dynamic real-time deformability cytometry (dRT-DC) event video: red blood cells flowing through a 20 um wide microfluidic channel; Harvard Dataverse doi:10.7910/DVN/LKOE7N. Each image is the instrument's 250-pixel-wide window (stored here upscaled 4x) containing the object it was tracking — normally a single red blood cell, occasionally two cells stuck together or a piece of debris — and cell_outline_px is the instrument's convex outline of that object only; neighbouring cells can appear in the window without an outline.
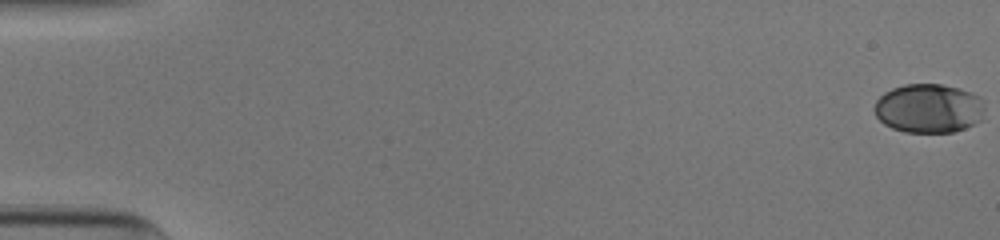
{"species": "human", "species_latin": "Homo sapiens", "temperature_condition": "cold", "stored_images_in_passage": 54, "camera_frame_rate_fps": 3000, "um_per_image_px": 0.085, "donor": {"sex": "male"}, "frame": {"image": 1, "passage_image": 1, "time_ms": 0.0, "image_size_px": [1000, 240], "cell_outline_px": [[984, 108], [980, 120], [964, 128], [952, 132], [904, 132], [892, 128], [884, 124], [876, 116], [872, 108], [876, 100], [884, 92], [892, 88], [904, 84], [940, 84], [960, 88], [972, 92], [980, 96], [984, 100]], "centroid_in_image_um": [78.92, 9.19], "position_along_channel_um": 6.1, "area_um2": 31.85}}
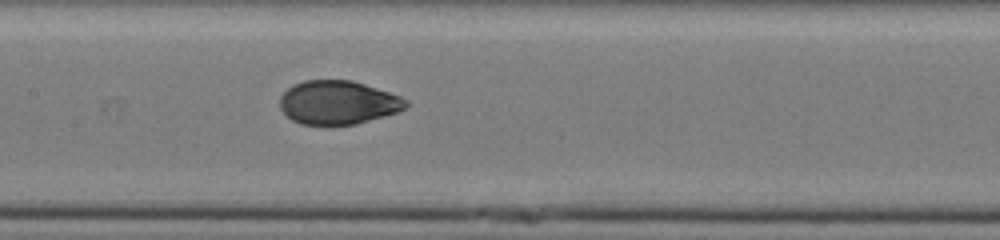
{"frame": {"image": 2, "passage_image": 28, "time_ms": 9.0, "image_size_px": [1000, 240], "cell_outline_px": [[412, 104], [400, 112], [356, 124], [300, 124], [292, 120], [280, 108], [280, 96], [292, 84], [304, 80], [352, 80], [400, 96], [408, 100]], "centroid_in_image_um": [28.76, 8.71], "position_along_channel_um": 178.6, "area_um2": 32.19}}
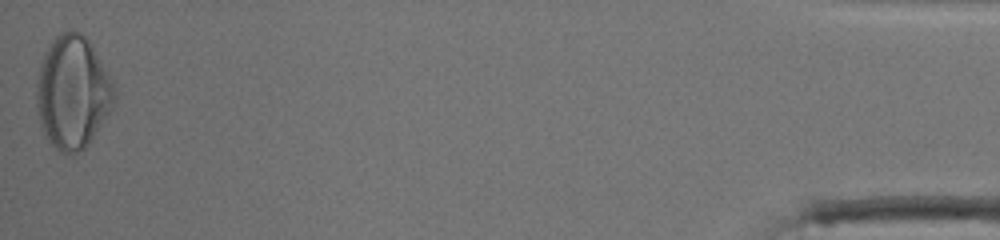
{"frame": {"image": 3, "passage_image": 54, "time_ms": 17.667, "image_size_px": [1000, 240], "cell_outline_px": [[116, 104], [88, 144], [84, 148], [72, 156], [60, 152], [44, 136], [36, 104], [36, 84], [40, 64], [44, 52], [48, 44], [60, 32], [80, 32], [88, 40], [116, 88]], "centroid_in_image_um": [6.17, 7.88], "position_along_channel_um": 429.0, "area_um2": 51.27}, "authors_computed_cell_mechanics": {"area_um2": 32.7148, "velocity_mm_per_s": 3.9112, "shape_relaxation_time_tau1_ms": 4.3436, "shape_relaxation_time_tau2_ms": null, "deformation_change_tau1": 0.1598, "deformation_change_tau2": null}}